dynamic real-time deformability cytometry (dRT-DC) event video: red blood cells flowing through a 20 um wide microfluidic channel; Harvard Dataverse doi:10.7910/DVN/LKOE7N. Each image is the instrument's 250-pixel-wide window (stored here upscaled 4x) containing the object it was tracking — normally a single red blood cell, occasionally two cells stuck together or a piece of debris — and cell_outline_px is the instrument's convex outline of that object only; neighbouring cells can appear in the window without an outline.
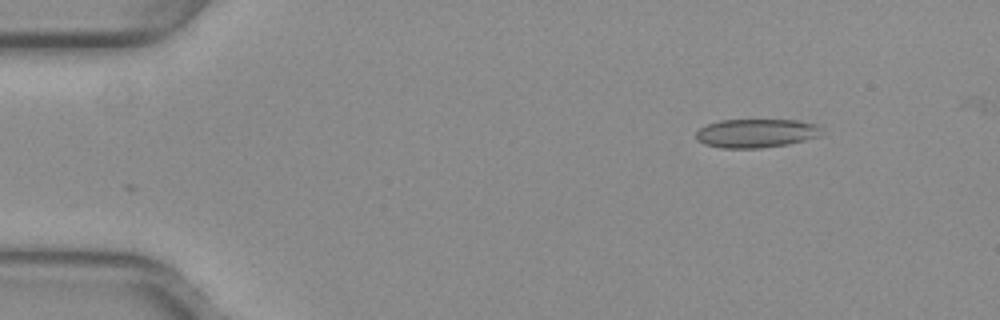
{"species": "common noctule bat (a hibernating species)", "species_latin": "Nyctalus noctula", "temperature_condition": "warm", "stored_images_in_passage": 47, "camera_frame_rate_fps": 3000, "um_per_image_px": 0.085, "animal": {"sex": "female", "body_mass_g": 29.2, "forearm_length_mm": 56.3}, "frame": {"image": 1, "passage_image": 1, "time_ms": 0.0, "image_size_px": [1000, 320], "cell_outline_px": [[820, 136], [788, 144], [760, 148], [720, 148], [704, 144], [696, 140], [696, 132], [700, 128], [708, 124], [720, 120], [796, 120], [816, 124], [820, 128]], "centroid_in_image_um": [64.24, 11.33], "position_along_channel_um": 20.8, "area_um2": 20.98}}
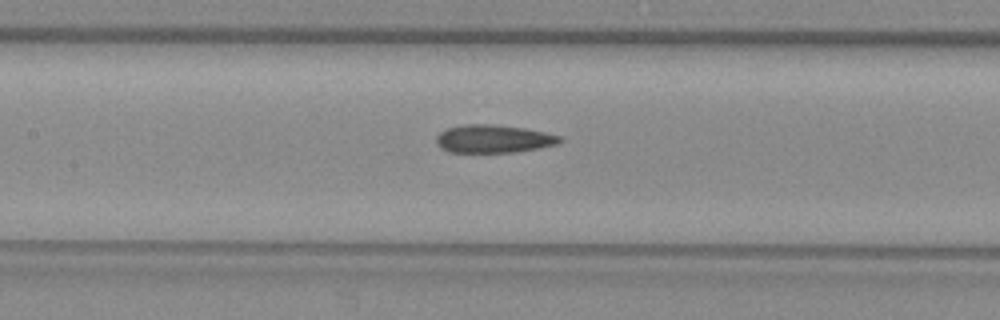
{"frame": {"image": 2, "passage_image": 19, "time_ms": 6.0, "image_size_px": [1000, 320], "cell_outline_px": [[560, 140], [556, 144], [516, 152], [448, 152], [440, 148], [436, 144], [436, 136], [440, 132], [448, 128], [464, 124], [492, 124], [524, 128], [544, 132], [560, 136]], "centroid_in_image_um": [41.87, 11.8], "position_along_channel_um": 165.5, "area_um2": 20.0}}
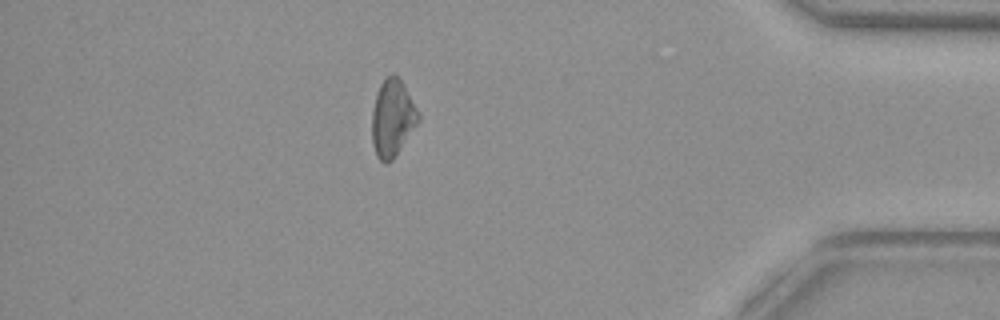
{"frame": {"image": 3, "passage_image": 40, "time_ms": 13.0, "image_size_px": [1000, 320], "cell_outline_px": [[420, 120], [396, 156], [392, 160], [384, 164], [376, 156], [372, 144], [372, 112], [376, 96], [380, 84], [392, 72], [400, 80], [416, 108], [420, 116]], "centroid_in_image_um": [33.34, 10.1], "position_along_channel_um": 401.9, "area_um2": 20.58}}